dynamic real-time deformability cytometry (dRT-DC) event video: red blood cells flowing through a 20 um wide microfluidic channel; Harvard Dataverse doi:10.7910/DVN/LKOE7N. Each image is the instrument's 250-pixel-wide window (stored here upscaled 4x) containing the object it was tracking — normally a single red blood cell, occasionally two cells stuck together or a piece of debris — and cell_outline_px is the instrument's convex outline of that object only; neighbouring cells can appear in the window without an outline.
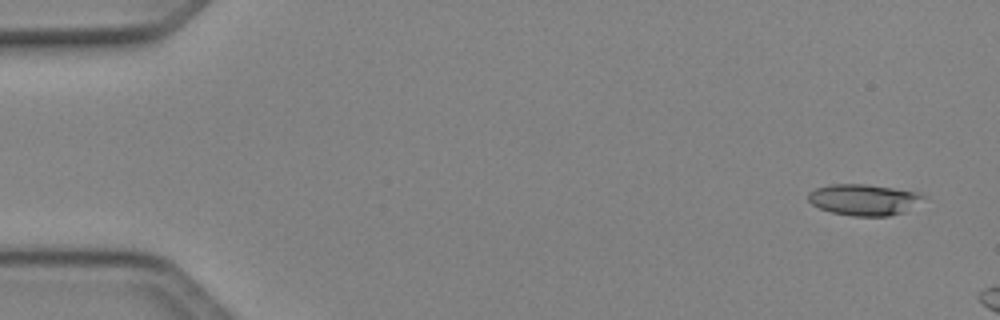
{"species": "Egyptian fruit bat (a non-hibernating species)", "species_latin": "Rousettus aegyptiacus", "temperature_condition": "cold", "stored_images_in_passage": 8, "camera_frame_rate_fps": 3000, "um_per_image_px": 0.085, "animal": {"sex": "female"}, "frame": {"image": 1, "passage_image": 2, "time_ms": 0.333, "image_size_px": [1000, 320], "cell_outline_px": [[924, 196], [904, 212], [888, 216], [852, 216], [832, 212], [820, 208], [812, 204], [808, 200], [808, 192], [816, 188], [828, 184], [864, 184], [920, 192]], "centroid_in_image_um": [73.36, 16.97], "position_along_channel_um": 11.6, "area_um2": 20.63}}